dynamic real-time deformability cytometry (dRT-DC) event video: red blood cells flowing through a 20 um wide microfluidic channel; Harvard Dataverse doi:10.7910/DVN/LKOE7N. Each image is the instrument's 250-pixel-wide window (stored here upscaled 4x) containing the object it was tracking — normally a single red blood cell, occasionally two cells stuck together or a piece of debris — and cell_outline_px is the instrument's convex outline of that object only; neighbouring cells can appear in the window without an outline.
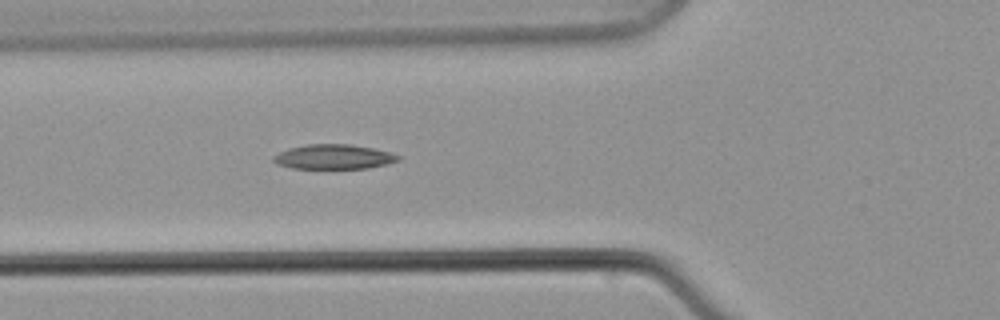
{"species": "common noctule bat (a hibernating species)", "species_latin": "Nyctalus noctula", "temperature_condition": "warm", "stored_images_in_passage": 8, "camera_frame_rate_fps": 3000, "um_per_image_px": 0.085, "animal": {"sex": "male", "body_mass_g": 21.5, "forearm_length_mm": 52.0}, "frame": {"image": 1, "passage_image": 8, "time_ms": 9.333, "image_size_px": [1000, 320], "cell_outline_px": [[400, 160], [388, 164], [368, 168], [292, 168], [276, 164], [272, 160], [272, 156], [288, 148], [308, 144], [348, 144], [372, 148], [388, 152], [400, 156]], "centroid_in_image_um": [28.34, 13.33], "position_along_channel_um": 97.5, "area_um2": 17.86}}